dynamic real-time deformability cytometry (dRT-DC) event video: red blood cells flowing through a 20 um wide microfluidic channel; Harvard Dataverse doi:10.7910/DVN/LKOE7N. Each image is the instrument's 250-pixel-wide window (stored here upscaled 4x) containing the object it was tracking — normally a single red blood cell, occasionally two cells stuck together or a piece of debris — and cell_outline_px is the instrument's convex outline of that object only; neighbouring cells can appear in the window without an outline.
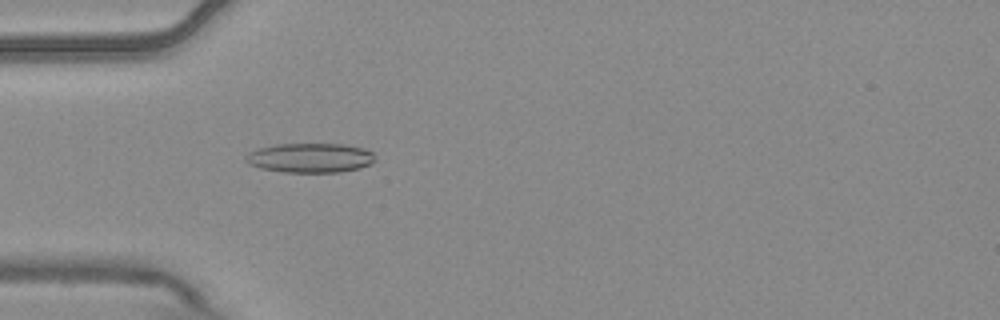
{"species": "common noctule bat (a hibernating species)", "species_latin": "Nyctalus noctula", "temperature_condition": "warm", "stored_images_in_passage": 2, "camera_frame_rate_fps": 3000, "um_per_image_px": 0.085, "animal": {"sex": "male", "body_mass_g": 20.4}, "frame": {"image": 1, "passage_image": 2, "time_ms": 0.333, "image_size_px": [1000, 320], "cell_outline_px": [[376, 160], [360, 168], [340, 172], [284, 172], [260, 168], [248, 164], [244, 160], [244, 156], [248, 152], [260, 148], [276, 144], [344, 144], [364, 148], [372, 152]], "centroid_in_image_um": [26.34, 13.42], "position_along_channel_um": 58.7, "area_um2": 22.31}}